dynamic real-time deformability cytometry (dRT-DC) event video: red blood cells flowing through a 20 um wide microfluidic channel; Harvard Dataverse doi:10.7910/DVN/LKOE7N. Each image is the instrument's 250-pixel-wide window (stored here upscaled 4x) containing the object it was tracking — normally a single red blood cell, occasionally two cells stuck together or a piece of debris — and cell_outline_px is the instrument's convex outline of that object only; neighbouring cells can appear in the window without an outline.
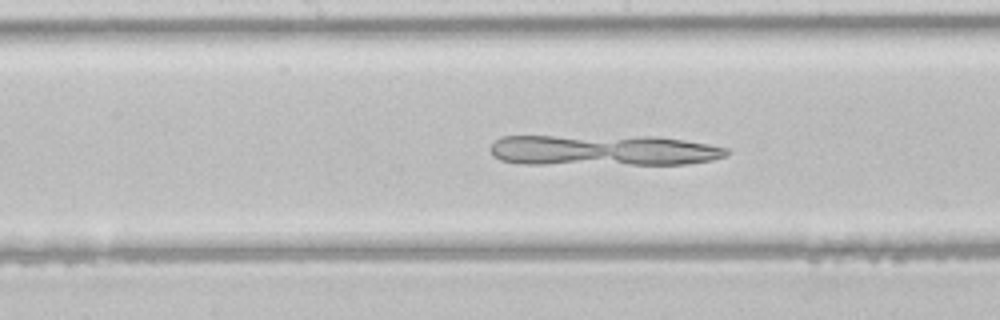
{"species": "common noctule bat (a hibernating species)", "species_latin": "Nyctalus noctula", "temperature_condition": "room temperature", "stored_images_in_passage": 22, "camera_frame_rate_fps": 3000, "um_per_image_px": 0.085, "animal": {"sex": "male", "body_mass_g": 21.5, "forearm_length_mm": 52.0}, "frame": {"image": 1, "passage_image": 10, "time_ms": 3.0, "image_size_px": [1000, 320], "cell_outline_px": [[728, 152], [724, 156], [712, 160], [684, 164], [524, 164], [500, 160], [492, 156], [492, 144], [500, 136], [660, 136], [708, 144], [728, 148]], "centroid_in_image_um": [51.26, 12.77], "position_along_channel_um": 196.9, "area_um2": 42.77}}
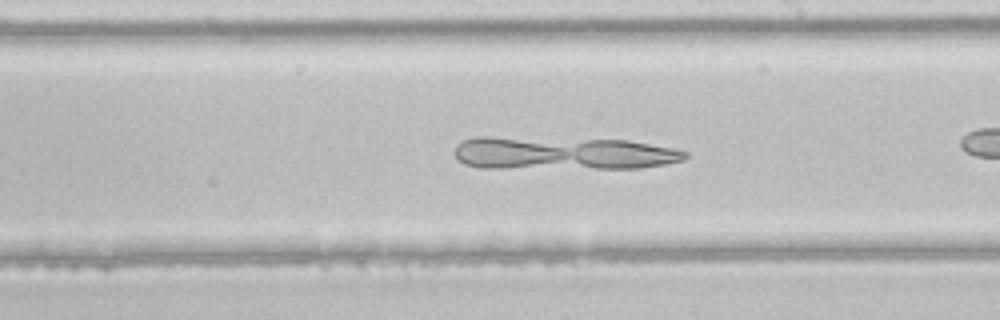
{"frame": {"image": 2, "passage_image": 13, "time_ms": 4.0, "image_size_px": [1000, 320], "cell_outline_px": [[688, 156], [684, 160], [664, 164], [640, 168], [480, 168], [464, 164], [456, 160], [452, 152], [456, 144], [460, 140], [476, 136], [488, 136], [628, 140], [672, 148], [688, 152]], "centroid_in_image_um": [47.73, 13.02], "position_along_channel_um": 241.3, "area_um2": 45.2}}
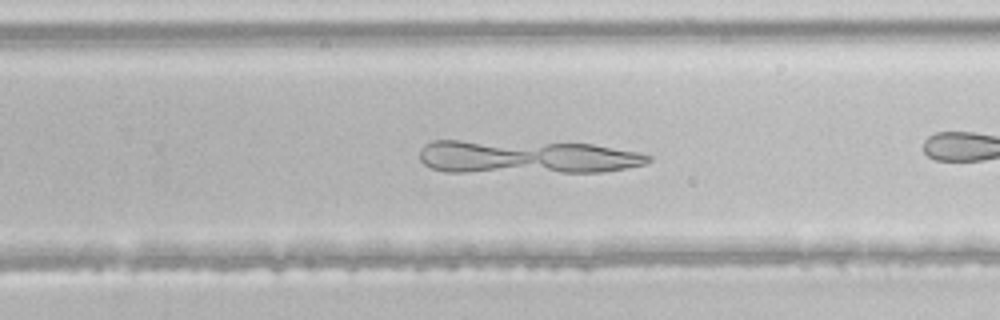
{"frame": {"image": 3, "passage_image": 16, "time_ms": 5.0, "image_size_px": [1000, 320], "cell_outline_px": [[652, 160], [644, 164], [604, 172], [444, 172], [432, 168], [424, 164], [420, 160], [420, 148], [424, 144], [432, 140], [460, 140], [592, 144], [640, 152], [652, 156]], "centroid_in_image_um": [44.72, 13.34], "position_along_channel_um": 285.1, "area_um2": 44.91}}